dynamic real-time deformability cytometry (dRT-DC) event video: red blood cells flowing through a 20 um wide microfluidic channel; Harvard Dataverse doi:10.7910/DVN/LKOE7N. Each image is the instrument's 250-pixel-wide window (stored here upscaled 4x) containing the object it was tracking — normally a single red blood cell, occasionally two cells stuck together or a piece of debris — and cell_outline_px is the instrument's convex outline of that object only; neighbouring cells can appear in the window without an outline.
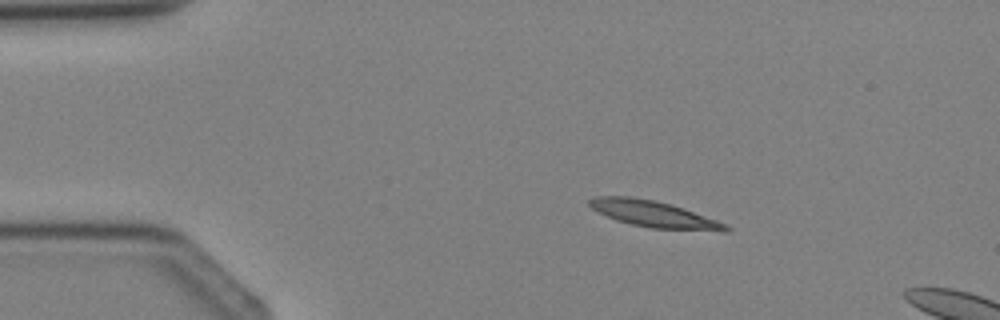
{"species": "Egyptian fruit bat (a non-hibernating species)", "species_latin": "Rousettus aegyptiacus", "temperature_condition": "cold", "stored_images_in_passage": 2, "camera_frame_rate_fps": 3000, "um_per_image_px": 0.085, "animal": {"sex": "female"}, "frame": {"image": 1, "passage_image": 1, "time_ms": 0.0, "image_size_px": [1000, 320], "cell_outline_px": [[732, 228], [728, 232], [724, 232], [652, 228], [632, 224], [616, 220], [592, 208], [588, 204], [588, 200], [596, 196], [628, 196], [656, 200], [728, 224]], "centroid_in_image_um": [55.61, 18.21], "position_along_channel_um": 29.4, "area_um2": 20.75}}